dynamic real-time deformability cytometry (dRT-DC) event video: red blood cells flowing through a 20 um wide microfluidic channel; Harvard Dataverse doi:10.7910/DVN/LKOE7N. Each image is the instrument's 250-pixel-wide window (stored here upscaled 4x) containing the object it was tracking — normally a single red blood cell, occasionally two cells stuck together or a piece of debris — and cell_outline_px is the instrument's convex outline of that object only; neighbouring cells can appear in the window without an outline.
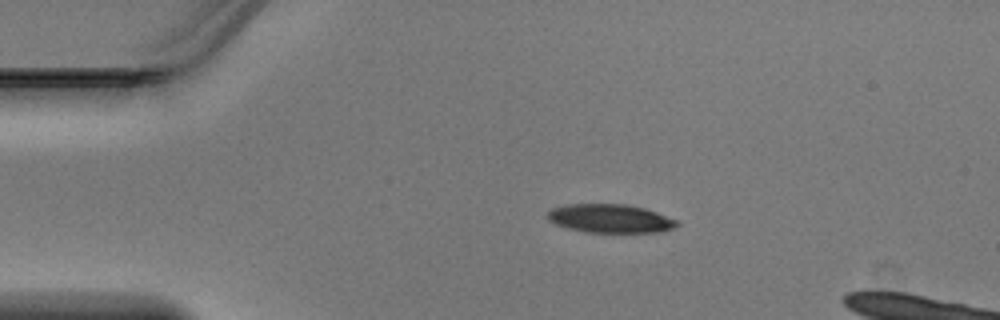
{"species": "Egyptian fruit bat (a non-hibernating species)", "species_latin": "Rousettus aegyptiacus", "temperature_condition": "warm", "stored_images_in_passage": 37, "camera_frame_rate_fps": 3000, "um_per_image_px": 0.085, "animal": {"sex": "male"}, "frame": {"image": 1, "passage_image": 1, "time_ms": 0.0, "image_size_px": [1000, 320], "cell_outline_px": [[680, 224], [672, 228], [660, 232], [584, 232], [568, 228], [556, 224], [548, 220], [548, 212], [552, 208], [568, 204], [624, 204], [644, 208], [656, 212], [676, 220]], "centroid_in_image_um": [51.85, 18.57], "position_along_channel_um": 33.1, "area_um2": 21.39}}
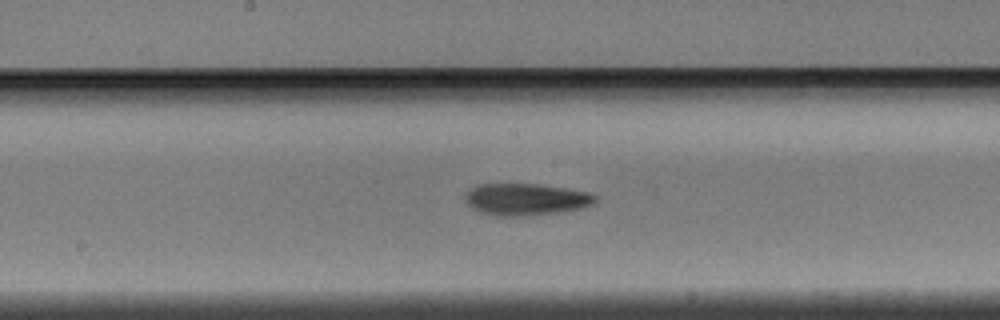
{"frame": {"image": 2, "passage_image": 16, "time_ms": 5.0, "image_size_px": [1000, 320], "cell_outline_px": [[596, 200], [592, 204], [580, 208], [560, 212], [520, 216], [496, 216], [480, 212], [472, 208], [464, 200], [464, 196], [476, 184], [540, 184], [568, 188], [588, 192], [596, 196]], "centroid_in_image_um": [44.68, 16.94], "position_along_channel_um": 203.5, "area_um2": 24.16}}
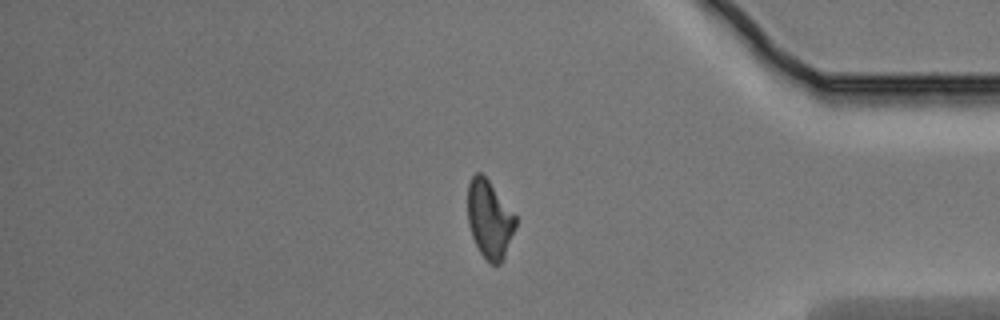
{"frame": {"image": 3, "passage_image": 31, "time_ms": 10.0, "image_size_px": [1000, 320], "cell_outline_px": [[516, 228], [504, 260], [500, 264], [492, 264], [480, 252], [472, 236], [468, 224], [468, 184], [472, 176], [476, 172], [480, 172], [488, 180], [516, 216]], "centroid_in_image_um": [41.62, 18.66], "position_along_channel_um": 393.6, "area_um2": 21.68}}